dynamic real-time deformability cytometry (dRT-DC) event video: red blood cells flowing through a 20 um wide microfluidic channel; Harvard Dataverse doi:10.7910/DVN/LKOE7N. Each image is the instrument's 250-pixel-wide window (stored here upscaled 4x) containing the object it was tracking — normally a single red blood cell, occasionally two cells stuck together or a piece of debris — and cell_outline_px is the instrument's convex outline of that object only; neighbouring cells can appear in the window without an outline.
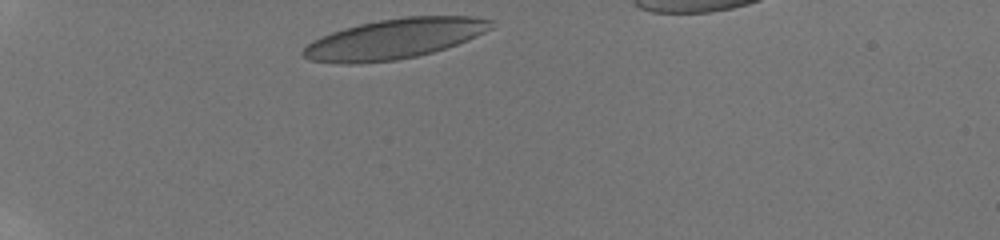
{"species": "human", "species_latin": "Homo sapiens", "temperature_condition": "room temperature", "stored_images_in_passage": 4, "camera_frame_rate_fps": 3000, "um_per_image_px": 0.085, "donor": {"sex": "male"}, "frame": {"image": 1, "passage_image": 1, "time_ms": 0.0, "image_size_px": [1000, 240], "cell_outline_px": [[496, 24], [492, 28], [476, 36], [456, 44], [432, 52], [416, 56], [396, 60], [360, 64], [340, 64], [312, 60], [304, 56], [300, 52], [312, 40], [332, 32], [344, 28], [360, 24], [380, 20], [408, 16], [472, 16], [492, 20]], "centroid_in_image_um": [33.52, 3.3], "position_along_channel_um": 51.5, "area_um2": 43.75}}